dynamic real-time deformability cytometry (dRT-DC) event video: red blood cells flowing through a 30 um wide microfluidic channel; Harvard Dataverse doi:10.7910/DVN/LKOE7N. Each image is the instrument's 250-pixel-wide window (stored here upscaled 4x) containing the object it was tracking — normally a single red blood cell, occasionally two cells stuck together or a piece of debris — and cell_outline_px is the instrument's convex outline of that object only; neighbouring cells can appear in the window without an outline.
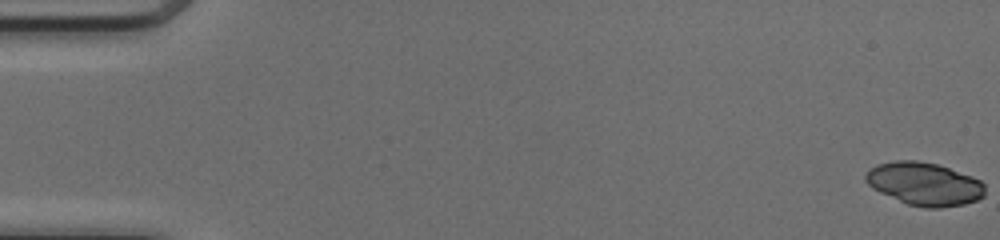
{"species": "common noctule bat (a hibernating species)", "species_latin": "Nyctalus noctula", "temperature_condition": "cold", "stored_images_in_passage": 51, "camera_frame_rate_fps": 3000, "um_per_image_px": 0.085, "animal": {"sex": "female", "body_mass_g": 17.0, "forearm_length_mm": 48.0}, "frame": {"image": 1, "passage_image": 1, "time_ms": 0.0, "image_size_px": [1000, 240], "cell_outline_px": [[984, 196], [976, 200], [964, 204], [940, 208], [924, 208], [908, 204], [880, 192], [872, 188], [864, 180], [864, 176], [876, 164], [896, 160], [916, 160], [936, 164], [972, 176], [980, 180], [984, 184]], "centroid_in_image_um": [78.56, 15.63], "position_along_channel_um": 6.4, "area_um2": 29.77}}
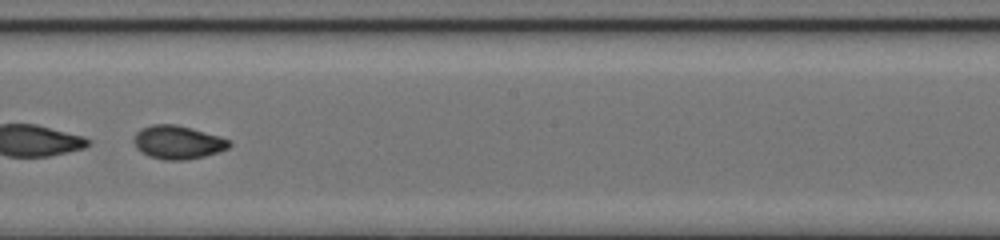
{"frame": {"image": 2, "passage_image": 30, "time_ms": 9.667, "image_size_px": [1000, 240], "cell_outline_px": [[232, 144], [228, 148], [204, 156], [184, 160], [164, 160], [148, 156], [140, 152], [136, 148], [132, 140], [136, 132], [140, 128], [152, 124], [176, 124], [192, 128], [220, 136], [232, 140]], "centroid_in_image_um": [15.09, 12.08], "position_along_channel_um": 233.1, "area_um2": 18.84}}
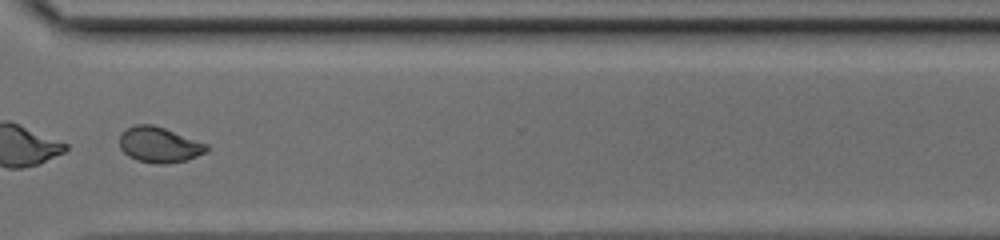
{"frame": {"image": 3, "passage_image": 39, "time_ms": 12.667, "image_size_px": [1000, 240], "cell_outline_px": [[208, 152], [188, 160], [164, 164], [156, 164], [136, 160], [128, 156], [120, 148], [120, 136], [128, 128], [136, 124], [152, 124], [164, 128], [208, 144]], "centroid_in_image_um": [13.56, 12.32], "position_along_channel_um": 357.0, "area_um2": 18.03}, "authors_computed_cell_mechanics": {"area_um2": 29.767, "velocity_mm_per_s": 4.1343, "shape_relaxation_time_tau1_ms": 0.9217, "shape_relaxation_time_tau2_ms": 1.8017, "deformation_change_tau1": 0.2945, "deformation_change_tau2": 0.0568}}